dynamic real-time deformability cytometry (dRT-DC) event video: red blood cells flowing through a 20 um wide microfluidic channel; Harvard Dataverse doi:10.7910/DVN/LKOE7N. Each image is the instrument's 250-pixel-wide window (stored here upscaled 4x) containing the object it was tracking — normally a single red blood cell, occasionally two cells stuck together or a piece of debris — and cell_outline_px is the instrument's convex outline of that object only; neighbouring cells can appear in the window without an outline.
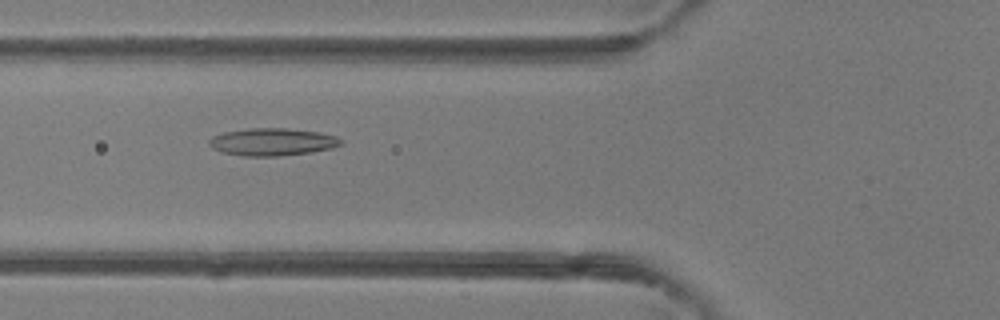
{"species": "common noctule bat (a hibernating species)", "species_latin": "Nyctalus noctula", "temperature_condition": "room temperature", "stored_images_in_passage": 37, "camera_frame_rate_fps": 3000, "um_per_image_px": 0.085, "animal": {"sex": "female"}, "frame": {"image": 1, "passage_image": 7, "time_ms": 2.0, "image_size_px": [1000, 320], "cell_outline_px": [[344, 144], [332, 148], [312, 152], [280, 156], [244, 156], [224, 152], [212, 148], [208, 144], [208, 140], [212, 136], [224, 132], [248, 128], [288, 128], [320, 132], [336, 136], [344, 140]], "centroid_in_image_um": [23.19, 12.06], "position_along_channel_um": 102.6, "area_um2": 21.33}}
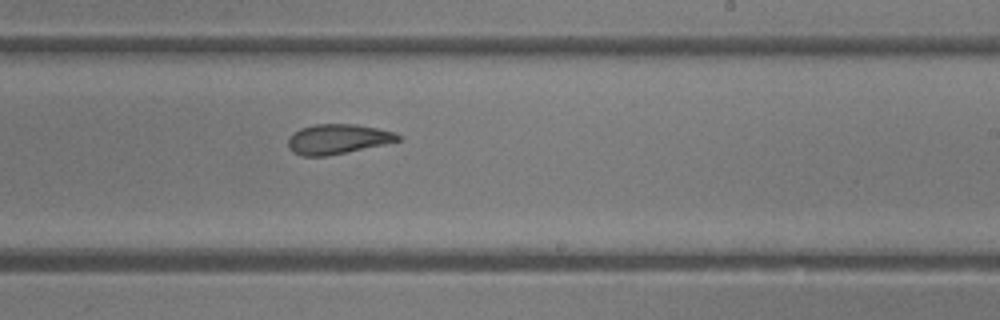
{"frame": {"image": 2, "passage_image": 18, "time_ms": 5.667, "image_size_px": [1000, 320], "cell_outline_px": [[400, 140], [384, 144], [324, 156], [304, 156], [292, 152], [288, 148], [288, 136], [292, 132], [300, 128], [316, 124], [356, 124], [396, 132], [400, 136]], "centroid_in_image_um": [28.65, 11.81], "position_along_channel_um": 260.3, "area_um2": 19.02}}
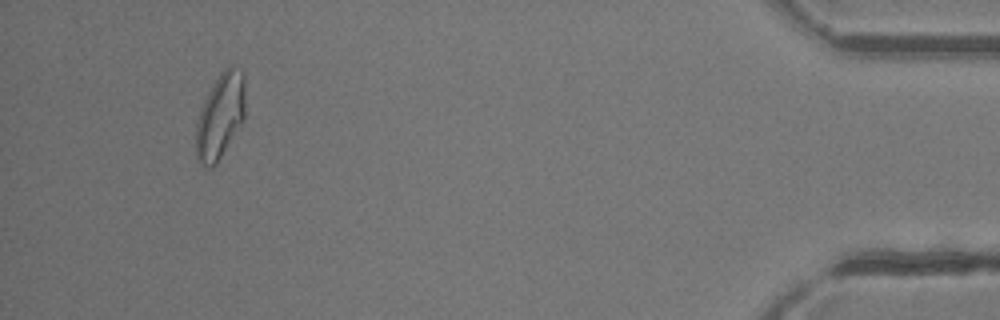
{"frame": {"image": 3, "passage_image": 34, "time_ms": 11.0, "image_size_px": [1000, 320], "cell_outline_px": [[244, 120], [216, 164], [212, 168], [208, 168], [200, 164], [196, 156], [196, 120], [200, 108], [212, 84], [220, 72], [228, 64], [232, 64], [244, 72]], "centroid_in_image_um": [18.71, 9.83], "position_along_channel_um": 416.5, "area_um2": 24.8}, "authors_computed_cell_mechanics": {"area_um2": 20.6346, "velocity_mm_per_s": 4.3075, "shape_relaxation_time_tau1_ms": 8.9869, "shape_relaxation_time_tau2_ms": 2.4702, "deformation_change_tau1": 0.2167, "deformation_change_tau2": 0.0952}}